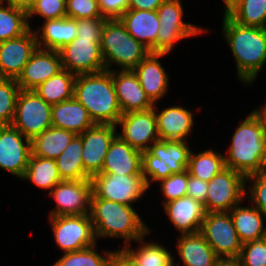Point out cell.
I'll use <instances>...</instances> for the list:
<instances>
[{
  "mask_svg": "<svg viewBox=\"0 0 266 266\" xmlns=\"http://www.w3.org/2000/svg\"><path fill=\"white\" fill-rule=\"evenodd\" d=\"M226 151L224 159L227 168L245 177L262 172L266 155V123L257 108L237 127Z\"/></svg>",
  "mask_w": 266,
  "mask_h": 266,
  "instance_id": "obj_1",
  "label": "cell"
},
{
  "mask_svg": "<svg viewBox=\"0 0 266 266\" xmlns=\"http://www.w3.org/2000/svg\"><path fill=\"white\" fill-rule=\"evenodd\" d=\"M223 34L236 60L238 79L251 84L266 63V28L243 26L223 16Z\"/></svg>",
  "mask_w": 266,
  "mask_h": 266,
  "instance_id": "obj_2",
  "label": "cell"
},
{
  "mask_svg": "<svg viewBox=\"0 0 266 266\" xmlns=\"http://www.w3.org/2000/svg\"><path fill=\"white\" fill-rule=\"evenodd\" d=\"M90 217L96 240L101 237L122 238L125 247L150 233V228L130 205L91 198Z\"/></svg>",
  "mask_w": 266,
  "mask_h": 266,
  "instance_id": "obj_3",
  "label": "cell"
},
{
  "mask_svg": "<svg viewBox=\"0 0 266 266\" xmlns=\"http://www.w3.org/2000/svg\"><path fill=\"white\" fill-rule=\"evenodd\" d=\"M73 97L87 109L94 123L117 125L122 116L112 70L76 75Z\"/></svg>",
  "mask_w": 266,
  "mask_h": 266,
  "instance_id": "obj_4",
  "label": "cell"
},
{
  "mask_svg": "<svg viewBox=\"0 0 266 266\" xmlns=\"http://www.w3.org/2000/svg\"><path fill=\"white\" fill-rule=\"evenodd\" d=\"M100 46L107 71L113 63L121 70H133L150 53L128 33L120 19H106Z\"/></svg>",
  "mask_w": 266,
  "mask_h": 266,
  "instance_id": "obj_5",
  "label": "cell"
},
{
  "mask_svg": "<svg viewBox=\"0 0 266 266\" xmlns=\"http://www.w3.org/2000/svg\"><path fill=\"white\" fill-rule=\"evenodd\" d=\"M188 141L158 140L142 152V175L149 189L171 174L187 170L190 148Z\"/></svg>",
  "mask_w": 266,
  "mask_h": 266,
  "instance_id": "obj_6",
  "label": "cell"
},
{
  "mask_svg": "<svg viewBox=\"0 0 266 266\" xmlns=\"http://www.w3.org/2000/svg\"><path fill=\"white\" fill-rule=\"evenodd\" d=\"M52 105L34 90H20L12 126L32 140L52 126Z\"/></svg>",
  "mask_w": 266,
  "mask_h": 266,
  "instance_id": "obj_7",
  "label": "cell"
},
{
  "mask_svg": "<svg viewBox=\"0 0 266 266\" xmlns=\"http://www.w3.org/2000/svg\"><path fill=\"white\" fill-rule=\"evenodd\" d=\"M183 13L181 0H164L157 9L160 26L157 33V53L168 54L178 41L207 31L184 22Z\"/></svg>",
  "mask_w": 266,
  "mask_h": 266,
  "instance_id": "obj_8",
  "label": "cell"
},
{
  "mask_svg": "<svg viewBox=\"0 0 266 266\" xmlns=\"http://www.w3.org/2000/svg\"><path fill=\"white\" fill-rule=\"evenodd\" d=\"M91 181V198H102L130 206L148 190L143 175L99 173Z\"/></svg>",
  "mask_w": 266,
  "mask_h": 266,
  "instance_id": "obj_9",
  "label": "cell"
},
{
  "mask_svg": "<svg viewBox=\"0 0 266 266\" xmlns=\"http://www.w3.org/2000/svg\"><path fill=\"white\" fill-rule=\"evenodd\" d=\"M56 245L64 253L96 245L90 214L49 216Z\"/></svg>",
  "mask_w": 266,
  "mask_h": 266,
  "instance_id": "obj_10",
  "label": "cell"
},
{
  "mask_svg": "<svg viewBox=\"0 0 266 266\" xmlns=\"http://www.w3.org/2000/svg\"><path fill=\"white\" fill-rule=\"evenodd\" d=\"M245 176L231 168H225L208 182L204 208L209 212H229L242 203L246 191Z\"/></svg>",
  "mask_w": 266,
  "mask_h": 266,
  "instance_id": "obj_11",
  "label": "cell"
},
{
  "mask_svg": "<svg viewBox=\"0 0 266 266\" xmlns=\"http://www.w3.org/2000/svg\"><path fill=\"white\" fill-rule=\"evenodd\" d=\"M200 233L218 257H239L243 243L229 212L206 213Z\"/></svg>",
  "mask_w": 266,
  "mask_h": 266,
  "instance_id": "obj_12",
  "label": "cell"
},
{
  "mask_svg": "<svg viewBox=\"0 0 266 266\" xmlns=\"http://www.w3.org/2000/svg\"><path fill=\"white\" fill-rule=\"evenodd\" d=\"M56 201L49 216H70L90 214L92 181L63 180L48 193Z\"/></svg>",
  "mask_w": 266,
  "mask_h": 266,
  "instance_id": "obj_13",
  "label": "cell"
},
{
  "mask_svg": "<svg viewBox=\"0 0 266 266\" xmlns=\"http://www.w3.org/2000/svg\"><path fill=\"white\" fill-rule=\"evenodd\" d=\"M62 68L75 75L105 71L100 43L76 37L59 50Z\"/></svg>",
  "mask_w": 266,
  "mask_h": 266,
  "instance_id": "obj_14",
  "label": "cell"
},
{
  "mask_svg": "<svg viewBox=\"0 0 266 266\" xmlns=\"http://www.w3.org/2000/svg\"><path fill=\"white\" fill-rule=\"evenodd\" d=\"M31 154L29 138L12 125L0 126V168L2 170L22 179Z\"/></svg>",
  "mask_w": 266,
  "mask_h": 266,
  "instance_id": "obj_15",
  "label": "cell"
},
{
  "mask_svg": "<svg viewBox=\"0 0 266 266\" xmlns=\"http://www.w3.org/2000/svg\"><path fill=\"white\" fill-rule=\"evenodd\" d=\"M116 125L98 124L85 130L78 136L82 140V161L85 173L92 178L101 173L109 145L117 135Z\"/></svg>",
  "mask_w": 266,
  "mask_h": 266,
  "instance_id": "obj_16",
  "label": "cell"
},
{
  "mask_svg": "<svg viewBox=\"0 0 266 266\" xmlns=\"http://www.w3.org/2000/svg\"><path fill=\"white\" fill-rule=\"evenodd\" d=\"M117 125L122 129L117 134L131 147L142 152L160 140L155 108L122 114Z\"/></svg>",
  "mask_w": 266,
  "mask_h": 266,
  "instance_id": "obj_17",
  "label": "cell"
},
{
  "mask_svg": "<svg viewBox=\"0 0 266 266\" xmlns=\"http://www.w3.org/2000/svg\"><path fill=\"white\" fill-rule=\"evenodd\" d=\"M37 48L35 30L31 28L20 37L0 42V78L17 79Z\"/></svg>",
  "mask_w": 266,
  "mask_h": 266,
  "instance_id": "obj_18",
  "label": "cell"
},
{
  "mask_svg": "<svg viewBox=\"0 0 266 266\" xmlns=\"http://www.w3.org/2000/svg\"><path fill=\"white\" fill-rule=\"evenodd\" d=\"M62 69L59 51L38 47L16 81L21 90H34Z\"/></svg>",
  "mask_w": 266,
  "mask_h": 266,
  "instance_id": "obj_19",
  "label": "cell"
},
{
  "mask_svg": "<svg viewBox=\"0 0 266 266\" xmlns=\"http://www.w3.org/2000/svg\"><path fill=\"white\" fill-rule=\"evenodd\" d=\"M112 77L122 114L153 108L133 70H112Z\"/></svg>",
  "mask_w": 266,
  "mask_h": 266,
  "instance_id": "obj_20",
  "label": "cell"
},
{
  "mask_svg": "<svg viewBox=\"0 0 266 266\" xmlns=\"http://www.w3.org/2000/svg\"><path fill=\"white\" fill-rule=\"evenodd\" d=\"M163 207L174 228L181 235L200 232L206 215L202 203L189 196H184L165 203Z\"/></svg>",
  "mask_w": 266,
  "mask_h": 266,
  "instance_id": "obj_21",
  "label": "cell"
},
{
  "mask_svg": "<svg viewBox=\"0 0 266 266\" xmlns=\"http://www.w3.org/2000/svg\"><path fill=\"white\" fill-rule=\"evenodd\" d=\"M101 173L142 175V151L131 147L117 134L109 145Z\"/></svg>",
  "mask_w": 266,
  "mask_h": 266,
  "instance_id": "obj_22",
  "label": "cell"
},
{
  "mask_svg": "<svg viewBox=\"0 0 266 266\" xmlns=\"http://www.w3.org/2000/svg\"><path fill=\"white\" fill-rule=\"evenodd\" d=\"M166 53L150 52L134 69L141 87L153 104H156L168 90L169 75L159 59Z\"/></svg>",
  "mask_w": 266,
  "mask_h": 266,
  "instance_id": "obj_23",
  "label": "cell"
},
{
  "mask_svg": "<svg viewBox=\"0 0 266 266\" xmlns=\"http://www.w3.org/2000/svg\"><path fill=\"white\" fill-rule=\"evenodd\" d=\"M128 33L150 52L157 53V11L128 9L120 18Z\"/></svg>",
  "mask_w": 266,
  "mask_h": 266,
  "instance_id": "obj_24",
  "label": "cell"
},
{
  "mask_svg": "<svg viewBox=\"0 0 266 266\" xmlns=\"http://www.w3.org/2000/svg\"><path fill=\"white\" fill-rule=\"evenodd\" d=\"M157 130L160 140L187 141L194 126L192 111L182 106H170L156 113Z\"/></svg>",
  "mask_w": 266,
  "mask_h": 266,
  "instance_id": "obj_25",
  "label": "cell"
},
{
  "mask_svg": "<svg viewBox=\"0 0 266 266\" xmlns=\"http://www.w3.org/2000/svg\"><path fill=\"white\" fill-rule=\"evenodd\" d=\"M51 116L53 127L65 129L76 135L95 124L87 109L74 97L52 105Z\"/></svg>",
  "mask_w": 266,
  "mask_h": 266,
  "instance_id": "obj_26",
  "label": "cell"
},
{
  "mask_svg": "<svg viewBox=\"0 0 266 266\" xmlns=\"http://www.w3.org/2000/svg\"><path fill=\"white\" fill-rule=\"evenodd\" d=\"M177 239L178 255L184 264L181 266H214L218 256L200 232L179 235ZM177 263L174 266H180Z\"/></svg>",
  "mask_w": 266,
  "mask_h": 266,
  "instance_id": "obj_27",
  "label": "cell"
},
{
  "mask_svg": "<svg viewBox=\"0 0 266 266\" xmlns=\"http://www.w3.org/2000/svg\"><path fill=\"white\" fill-rule=\"evenodd\" d=\"M35 34L38 47L59 51L77 37V20L68 17L46 20Z\"/></svg>",
  "mask_w": 266,
  "mask_h": 266,
  "instance_id": "obj_28",
  "label": "cell"
},
{
  "mask_svg": "<svg viewBox=\"0 0 266 266\" xmlns=\"http://www.w3.org/2000/svg\"><path fill=\"white\" fill-rule=\"evenodd\" d=\"M242 243L266 237L265 216L255 206L236 205L229 211ZM264 217V218H263Z\"/></svg>",
  "mask_w": 266,
  "mask_h": 266,
  "instance_id": "obj_29",
  "label": "cell"
},
{
  "mask_svg": "<svg viewBox=\"0 0 266 266\" xmlns=\"http://www.w3.org/2000/svg\"><path fill=\"white\" fill-rule=\"evenodd\" d=\"M75 136L73 132L51 126L31 140L32 155L56 159Z\"/></svg>",
  "mask_w": 266,
  "mask_h": 266,
  "instance_id": "obj_30",
  "label": "cell"
},
{
  "mask_svg": "<svg viewBox=\"0 0 266 266\" xmlns=\"http://www.w3.org/2000/svg\"><path fill=\"white\" fill-rule=\"evenodd\" d=\"M141 243L137 250L132 248L131 243L121 250L137 266H174L173 254L159 243L144 241V236L139 238L136 243Z\"/></svg>",
  "mask_w": 266,
  "mask_h": 266,
  "instance_id": "obj_31",
  "label": "cell"
},
{
  "mask_svg": "<svg viewBox=\"0 0 266 266\" xmlns=\"http://www.w3.org/2000/svg\"><path fill=\"white\" fill-rule=\"evenodd\" d=\"M82 151V140L76 135L60 156L55 159L62 180L91 179L84 171Z\"/></svg>",
  "mask_w": 266,
  "mask_h": 266,
  "instance_id": "obj_32",
  "label": "cell"
},
{
  "mask_svg": "<svg viewBox=\"0 0 266 266\" xmlns=\"http://www.w3.org/2000/svg\"><path fill=\"white\" fill-rule=\"evenodd\" d=\"M21 180L30 181L38 188L48 189L49 192L59 182L63 181L59 175L55 159L38 157L32 154Z\"/></svg>",
  "mask_w": 266,
  "mask_h": 266,
  "instance_id": "obj_33",
  "label": "cell"
},
{
  "mask_svg": "<svg viewBox=\"0 0 266 266\" xmlns=\"http://www.w3.org/2000/svg\"><path fill=\"white\" fill-rule=\"evenodd\" d=\"M75 78V74L62 69L34 91L47 103L54 105L73 98Z\"/></svg>",
  "mask_w": 266,
  "mask_h": 266,
  "instance_id": "obj_34",
  "label": "cell"
},
{
  "mask_svg": "<svg viewBox=\"0 0 266 266\" xmlns=\"http://www.w3.org/2000/svg\"><path fill=\"white\" fill-rule=\"evenodd\" d=\"M223 153L212 149L194 154L191 150L187 170L189 175L209 182L216 174L225 169Z\"/></svg>",
  "mask_w": 266,
  "mask_h": 266,
  "instance_id": "obj_35",
  "label": "cell"
},
{
  "mask_svg": "<svg viewBox=\"0 0 266 266\" xmlns=\"http://www.w3.org/2000/svg\"><path fill=\"white\" fill-rule=\"evenodd\" d=\"M31 28L27 14L0 0V42L22 36Z\"/></svg>",
  "mask_w": 266,
  "mask_h": 266,
  "instance_id": "obj_36",
  "label": "cell"
},
{
  "mask_svg": "<svg viewBox=\"0 0 266 266\" xmlns=\"http://www.w3.org/2000/svg\"><path fill=\"white\" fill-rule=\"evenodd\" d=\"M228 16L243 26L266 28V0H241Z\"/></svg>",
  "mask_w": 266,
  "mask_h": 266,
  "instance_id": "obj_37",
  "label": "cell"
},
{
  "mask_svg": "<svg viewBox=\"0 0 266 266\" xmlns=\"http://www.w3.org/2000/svg\"><path fill=\"white\" fill-rule=\"evenodd\" d=\"M96 245L79 251L66 252L52 266H110L114 250L104 251L100 255L95 251Z\"/></svg>",
  "mask_w": 266,
  "mask_h": 266,
  "instance_id": "obj_38",
  "label": "cell"
},
{
  "mask_svg": "<svg viewBox=\"0 0 266 266\" xmlns=\"http://www.w3.org/2000/svg\"><path fill=\"white\" fill-rule=\"evenodd\" d=\"M20 90L16 79L0 78V126L12 124Z\"/></svg>",
  "mask_w": 266,
  "mask_h": 266,
  "instance_id": "obj_39",
  "label": "cell"
},
{
  "mask_svg": "<svg viewBox=\"0 0 266 266\" xmlns=\"http://www.w3.org/2000/svg\"><path fill=\"white\" fill-rule=\"evenodd\" d=\"M162 195L165 200L163 205L169 201L186 196L188 183V170L182 173L171 174L165 179L159 181Z\"/></svg>",
  "mask_w": 266,
  "mask_h": 266,
  "instance_id": "obj_40",
  "label": "cell"
},
{
  "mask_svg": "<svg viewBox=\"0 0 266 266\" xmlns=\"http://www.w3.org/2000/svg\"><path fill=\"white\" fill-rule=\"evenodd\" d=\"M239 259L244 266H266V237L243 243Z\"/></svg>",
  "mask_w": 266,
  "mask_h": 266,
  "instance_id": "obj_41",
  "label": "cell"
},
{
  "mask_svg": "<svg viewBox=\"0 0 266 266\" xmlns=\"http://www.w3.org/2000/svg\"><path fill=\"white\" fill-rule=\"evenodd\" d=\"M33 15H39L46 20L67 17L66 0H35V3L27 14L28 20Z\"/></svg>",
  "mask_w": 266,
  "mask_h": 266,
  "instance_id": "obj_42",
  "label": "cell"
},
{
  "mask_svg": "<svg viewBox=\"0 0 266 266\" xmlns=\"http://www.w3.org/2000/svg\"><path fill=\"white\" fill-rule=\"evenodd\" d=\"M250 182V189L245 196L250 197V202L255 206L266 218V175L263 173H255L245 177V182Z\"/></svg>",
  "mask_w": 266,
  "mask_h": 266,
  "instance_id": "obj_43",
  "label": "cell"
},
{
  "mask_svg": "<svg viewBox=\"0 0 266 266\" xmlns=\"http://www.w3.org/2000/svg\"><path fill=\"white\" fill-rule=\"evenodd\" d=\"M66 13L75 20L102 17L97 0H66Z\"/></svg>",
  "mask_w": 266,
  "mask_h": 266,
  "instance_id": "obj_44",
  "label": "cell"
},
{
  "mask_svg": "<svg viewBox=\"0 0 266 266\" xmlns=\"http://www.w3.org/2000/svg\"><path fill=\"white\" fill-rule=\"evenodd\" d=\"M106 18H86L77 20V37L92 39L95 43H101L103 26Z\"/></svg>",
  "mask_w": 266,
  "mask_h": 266,
  "instance_id": "obj_45",
  "label": "cell"
},
{
  "mask_svg": "<svg viewBox=\"0 0 266 266\" xmlns=\"http://www.w3.org/2000/svg\"><path fill=\"white\" fill-rule=\"evenodd\" d=\"M102 17L119 19L128 9L129 0H97Z\"/></svg>",
  "mask_w": 266,
  "mask_h": 266,
  "instance_id": "obj_46",
  "label": "cell"
},
{
  "mask_svg": "<svg viewBox=\"0 0 266 266\" xmlns=\"http://www.w3.org/2000/svg\"><path fill=\"white\" fill-rule=\"evenodd\" d=\"M207 192H208V182L193 177L189 175L188 172L186 196H189L204 205L206 201Z\"/></svg>",
  "mask_w": 266,
  "mask_h": 266,
  "instance_id": "obj_47",
  "label": "cell"
},
{
  "mask_svg": "<svg viewBox=\"0 0 266 266\" xmlns=\"http://www.w3.org/2000/svg\"><path fill=\"white\" fill-rule=\"evenodd\" d=\"M164 0H129V9L157 11Z\"/></svg>",
  "mask_w": 266,
  "mask_h": 266,
  "instance_id": "obj_48",
  "label": "cell"
},
{
  "mask_svg": "<svg viewBox=\"0 0 266 266\" xmlns=\"http://www.w3.org/2000/svg\"><path fill=\"white\" fill-rule=\"evenodd\" d=\"M110 266H137L121 249L115 250Z\"/></svg>",
  "mask_w": 266,
  "mask_h": 266,
  "instance_id": "obj_49",
  "label": "cell"
},
{
  "mask_svg": "<svg viewBox=\"0 0 266 266\" xmlns=\"http://www.w3.org/2000/svg\"><path fill=\"white\" fill-rule=\"evenodd\" d=\"M3 1H6L4 3L16 9L24 11L26 14L30 12L35 3V0H3Z\"/></svg>",
  "mask_w": 266,
  "mask_h": 266,
  "instance_id": "obj_50",
  "label": "cell"
},
{
  "mask_svg": "<svg viewBox=\"0 0 266 266\" xmlns=\"http://www.w3.org/2000/svg\"><path fill=\"white\" fill-rule=\"evenodd\" d=\"M214 266H240L239 257H218Z\"/></svg>",
  "mask_w": 266,
  "mask_h": 266,
  "instance_id": "obj_51",
  "label": "cell"
},
{
  "mask_svg": "<svg viewBox=\"0 0 266 266\" xmlns=\"http://www.w3.org/2000/svg\"><path fill=\"white\" fill-rule=\"evenodd\" d=\"M224 1V16H228L241 2V0H223Z\"/></svg>",
  "mask_w": 266,
  "mask_h": 266,
  "instance_id": "obj_52",
  "label": "cell"
},
{
  "mask_svg": "<svg viewBox=\"0 0 266 266\" xmlns=\"http://www.w3.org/2000/svg\"><path fill=\"white\" fill-rule=\"evenodd\" d=\"M258 111L261 113L266 123V103L265 105L263 104V107H261V109H259Z\"/></svg>",
  "mask_w": 266,
  "mask_h": 266,
  "instance_id": "obj_53",
  "label": "cell"
},
{
  "mask_svg": "<svg viewBox=\"0 0 266 266\" xmlns=\"http://www.w3.org/2000/svg\"><path fill=\"white\" fill-rule=\"evenodd\" d=\"M261 173L266 175V155H265V160H264L263 169Z\"/></svg>",
  "mask_w": 266,
  "mask_h": 266,
  "instance_id": "obj_54",
  "label": "cell"
}]
</instances>
